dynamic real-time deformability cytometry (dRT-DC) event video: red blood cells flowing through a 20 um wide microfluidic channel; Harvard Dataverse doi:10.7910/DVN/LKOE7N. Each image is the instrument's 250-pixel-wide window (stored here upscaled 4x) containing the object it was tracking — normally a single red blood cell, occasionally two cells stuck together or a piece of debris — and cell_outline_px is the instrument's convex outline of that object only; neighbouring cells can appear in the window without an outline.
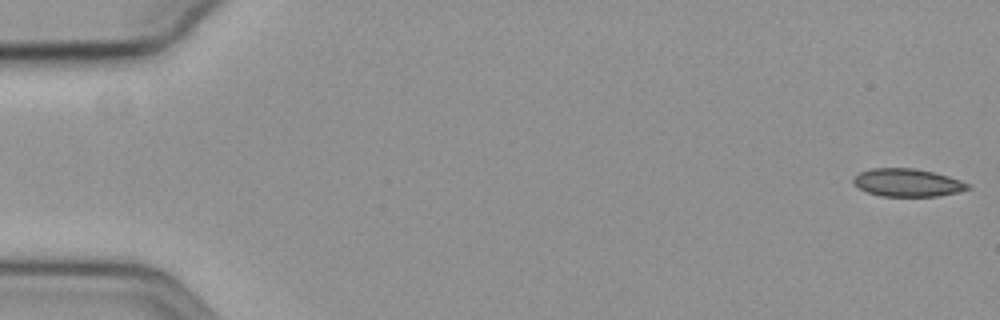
{"species": "common noctule bat (a hibernating species)", "species_latin": "Nyctalus noctula", "temperature_condition": "cold", "stored_images_in_passage": 58, "camera_frame_rate_fps": 3000, "um_per_image_px": 0.085, "animal": {"sex": "female", "body_mass_g": 19.3, "forearm_length_mm": 54.1}, "frame": {"image": 1, "passage_image": 1, "time_ms": 0.0, "image_size_px": [1000, 320], "cell_outline_px": [[972, 188], [960, 192], [940, 196], [880, 196], [868, 192], [852, 184], [852, 176], [860, 172], [872, 168], [916, 168], [948, 176], [972, 184]], "centroid_in_image_um": [77.15, 15.52], "position_along_channel_um": 7.9, "area_um2": 18.84}}
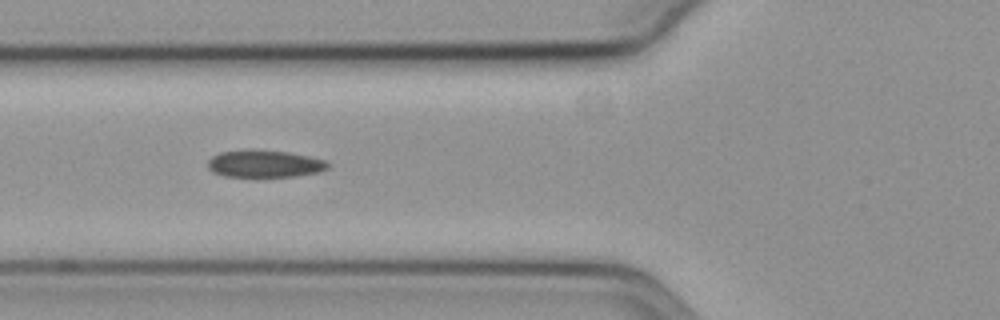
{"frame": {"image": 2, "passage_image": 22, "time_ms": 7.0, "image_size_px": [1000, 320], "cell_outline_px": [[328, 168], [320, 172], [296, 176], [224, 176], [212, 172], [208, 168], [208, 160], [212, 156], [220, 152], [252, 148], [288, 152], [308, 156], [324, 160], [328, 164]], "centroid_in_image_um": [22.45, 13.9], "position_along_channel_um": 103.3, "area_um2": 19.19}}
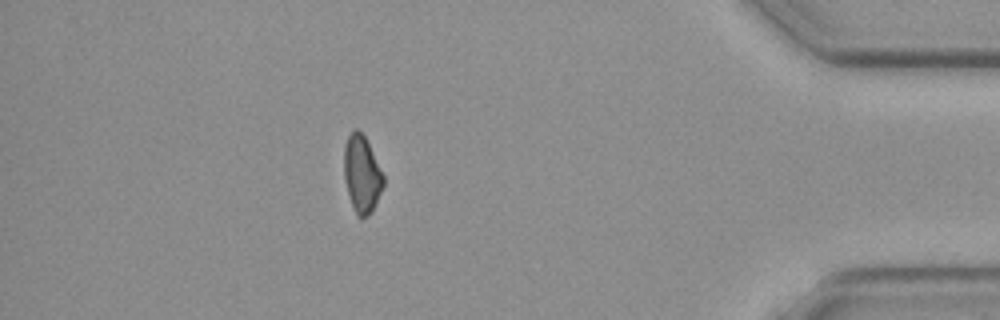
{"frame": {"image": 3, "passage_image": 51, "time_ms": 16.667, "image_size_px": [1000, 320], "cell_outline_px": [[384, 184], [372, 212], [368, 216], [356, 216], [348, 192], [344, 176], [344, 148], [348, 136], [352, 128], [356, 128], [364, 136], [384, 176]], "centroid_in_image_um": [30.75, 14.8], "position_along_channel_um": 404.5, "area_um2": 17.4}, "authors_computed_cell_mechanics": {"area_um2": 19.1896, "velocity_mm_per_s": 3.6053, "shape_relaxation_time_tau1_ms": 11.2578, "shape_relaxation_time_tau2_ms": null, "deformation_change_tau1": 0.179, "deformation_change_tau2": null}}